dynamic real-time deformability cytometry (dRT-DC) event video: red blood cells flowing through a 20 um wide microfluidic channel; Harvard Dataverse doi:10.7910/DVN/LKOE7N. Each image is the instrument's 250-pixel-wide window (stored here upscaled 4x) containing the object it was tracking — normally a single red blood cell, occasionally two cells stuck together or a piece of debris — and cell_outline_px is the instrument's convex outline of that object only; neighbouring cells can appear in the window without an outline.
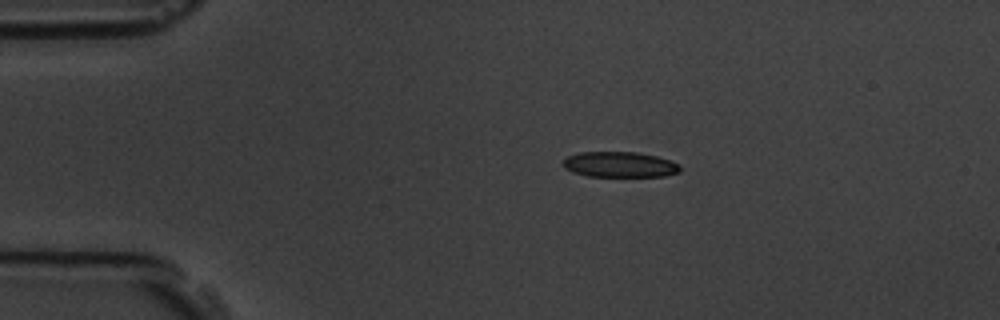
{"species": "common noctule bat (a hibernating species)", "species_latin": "Nyctalus noctula", "temperature_condition": "room temperature", "stored_images_in_passage": 9, "camera_frame_rate_fps": 3000, "um_per_image_px": 0.085, "animal": {"sex": "male", "body_mass_g": 19.5, "forearm_length_mm": 54.6}, "frame": {"image": 1, "passage_image": 3, "time_ms": 2.667, "image_size_px": [1000, 320], "cell_outline_px": [[680, 172], [664, 176], [588, 176], [572, 172], [564, 168], [564, 160], [568, 156], [580, 152], [636, 152], [656, 156], [680, 164]], "centroid_in_image_um": [52.68, 13.98], "position_along_channel_um": 32.3, "area_um2": 17.28}}
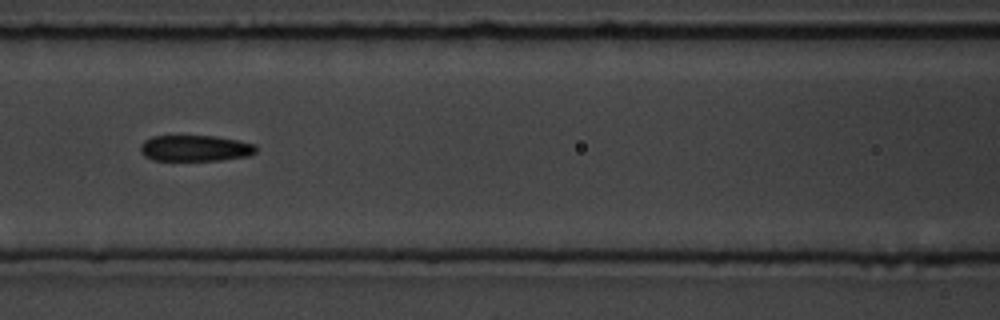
{"frame": {"image": 2, "passage_image": 7, "time_ms": 7.0, "image_size_px": [1000, 320], "cell_outline_px": [[256, 152], [248, 156], [220, 160], [152, 160], [144, 156], [140, 152], [140, 144], [144, 140], [152, 136], [216, 136], [240, 140], [256, 144]], "centroid_in_image_um": [16.59, 12.59], "position_along_channel_um": 150.0, "area_um2": 17.74}}
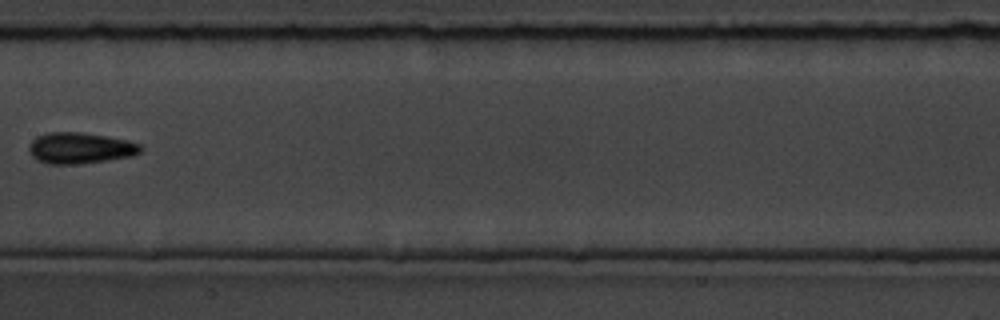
{"frame": {"image": 3, "passage_image": 8, "time_ms": 8.333, "image_size_px": [1000, 320], "cell_outline_px": [[144, 148], [140, 152], [132, 156], [76, 164], [48, 164], [36, 160], [32, 156], [28, 148], [28, 144], [36, 136], [48, 132], [80, 132], [128, 140], [140, 144]], "centroid_in_image_um": [6.78, 12.58], "position_along_channel_um": 200.6, "area_um2": 20.23}}